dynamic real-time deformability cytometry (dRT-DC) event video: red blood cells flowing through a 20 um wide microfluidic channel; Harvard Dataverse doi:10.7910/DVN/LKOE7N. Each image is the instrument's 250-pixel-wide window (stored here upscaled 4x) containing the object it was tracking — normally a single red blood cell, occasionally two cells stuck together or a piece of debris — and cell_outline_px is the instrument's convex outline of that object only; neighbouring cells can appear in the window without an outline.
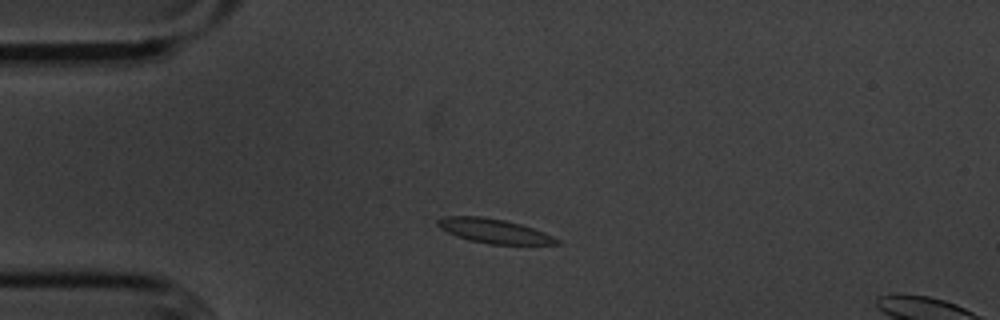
{"species": "common noctule bat (a hibernating species)", "species_latin": "Nyctalus noctula", "temperature_condition": "cold", "stored_images_in_passage": 44, "segment_of_instrument_passage": [1, 2], "camera_frame_rate_fps": 3000, "um_per_image_px": 0.085, "animal": {"sex": "male", "body_mass_g": 20.1, "forearm_length_mm": 53.5}, "frame": {"image": 1, "passage_image": 1, "time_ms": 0.0, "image_size_px": [1000, 320], "cell_outline_px": [[560, 244], [488, 244], [468, 240], [456, 236], [440, 228], [436, 224], [436, 220], [444, 216], [480, 216], [504, 220], [520, 224], [544, 232], [560, 240]], "centroid_in_image_um": [41.95, 19.63], "position_along_channel_um": 43.0, "area_um2": 16.82}}
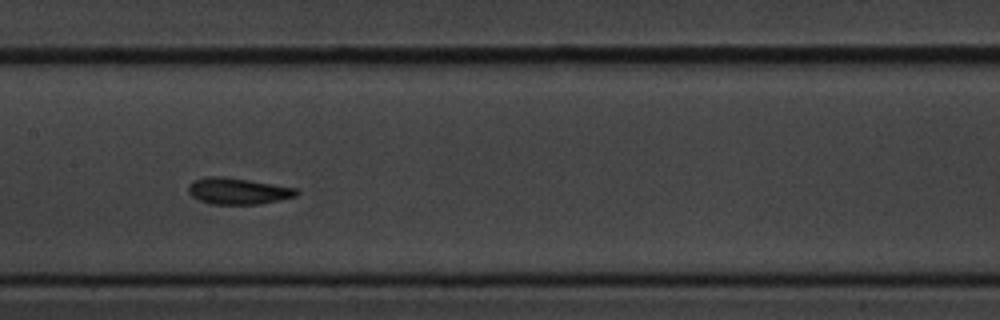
{"frame": {"image": 2, "passage_image": 15, "time_ms": 4.667, "image_size_px": [1000, 320], "cell_outline_px": [[300, 192], [296, 196], [280, 200], [260, 204], [212, 204], [200, 200], [192, 196], [188, 192], [188, 184], [192, 180], [208, 176], [224, 176], [296, 188]], "centroid_in_image_um": [20.2, 16.23], "position_along_channel_um": 187.2, "area_um2": 16.65}}
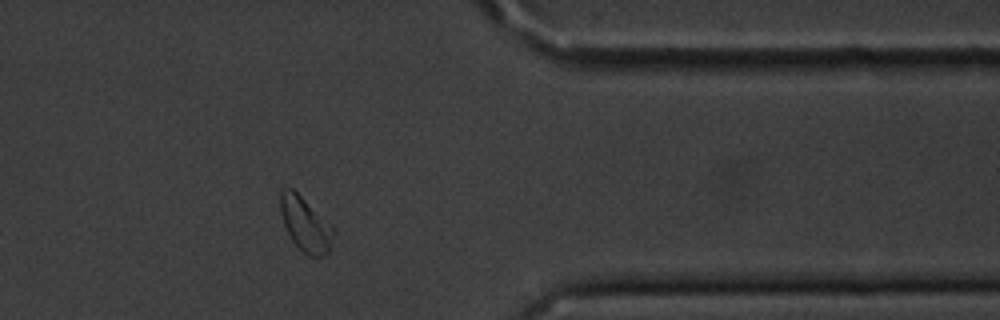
{"frame": {"image": 3, "passage_image": 33, "time_ms": 10.667, "image_size_px": [1000, 320], "cell_outline_px": [[332, 232], [328, 252], [324, 256], [308, 256], [292, 240], [284, 224], [280, 212], [280, 188], [292, 188], [332, 224]], "centroid_in_image_um": [25.92, 19.02], "position_along_channel_um": 385.5, "area_um2": 16.47}}